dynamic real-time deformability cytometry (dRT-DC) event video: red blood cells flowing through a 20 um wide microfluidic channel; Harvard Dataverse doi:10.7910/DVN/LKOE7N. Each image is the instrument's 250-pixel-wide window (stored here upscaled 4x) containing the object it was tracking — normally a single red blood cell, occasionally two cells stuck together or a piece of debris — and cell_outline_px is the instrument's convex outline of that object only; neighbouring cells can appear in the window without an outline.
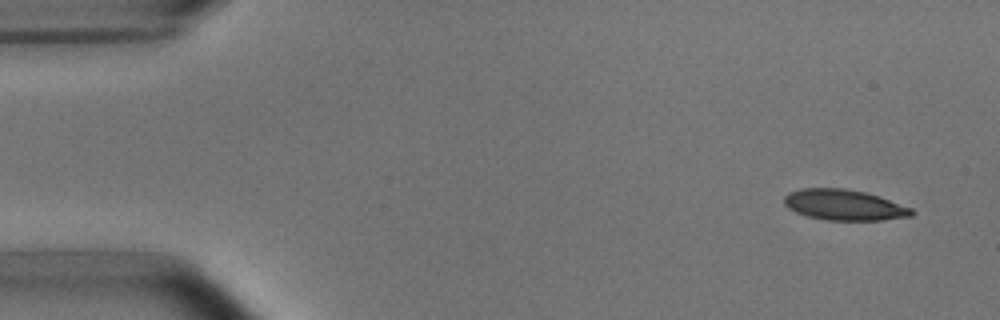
{"species": "common noctule bat (a hibernating species)", "species_latin": "Nyctalus noctula", "temperature_condition": "room temperature", "stored_images_in_passage": 8, "camera_frame_rate_fps": 3000, "um_per_image_px": 0.085, "animal": {"sex": "male", "body_mass_g": 15.6}, "frame": {"image": 1, "passage_image": 1, "time_ms": 0.0, "image_size_px": [1000, 320], "cell_outline_px": [[916, 212], [912, 216], [880, 220], [824, 220], [808, 216], [796, 212], [788, 208], [784, 204], [784, 196], [788, 192], [800, 188], [844, 188], [868, 192], [880, 196], [912, 208]], "centroid_in_image_um": [71.76, 17.41], "position_along_channel_um": 13.2, "area_um2": 23.06}}
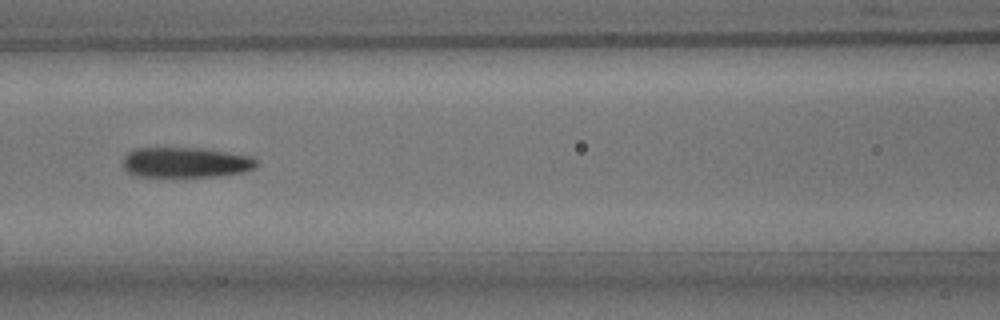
{"frame": {"image": 2, "passage_image": 6, "time_ms": 6.667, "image_size_px": [1000, 320], "cell_outline_px": [[256, 168], [244, 172], [220, 176], [132, 176], [124, 168], [124, 156], [128, 152], [136, 148], [204, 148], [252, 156], [256, 160]], "centroid_in_image_um": [15.8, 13.8], "position_along_channel_um": 150.8, "area_um2": 23.64}}
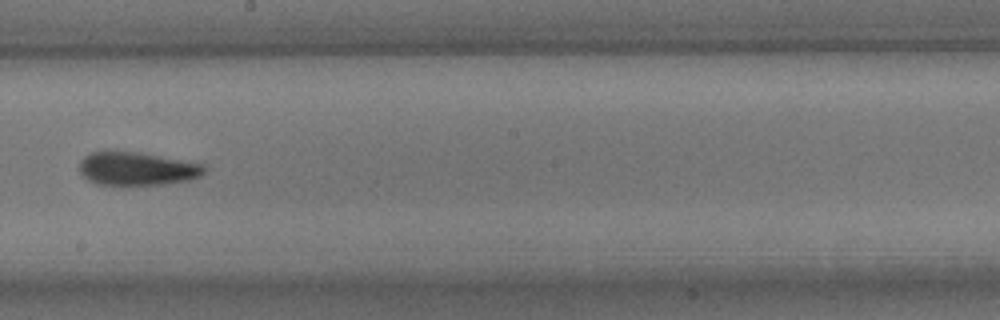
{"frame": {"image": 3, "passage_image": 8, "time_ms": 9.0, "image_size_px": [1000, 320], "cell_outline_px": [[208, 168], [200, 176], [188, 180], [164, 184], [120, 188], [96, 184], [88, 180], [80, 172], [80, 160], [84, 156], [92, 152], [132, 152], [156, 156], [200, 164]], "centroid_in_image_um": [11.57, 14.41], "position_along_channel_um": 236.6, "area_um2": 24.45}}